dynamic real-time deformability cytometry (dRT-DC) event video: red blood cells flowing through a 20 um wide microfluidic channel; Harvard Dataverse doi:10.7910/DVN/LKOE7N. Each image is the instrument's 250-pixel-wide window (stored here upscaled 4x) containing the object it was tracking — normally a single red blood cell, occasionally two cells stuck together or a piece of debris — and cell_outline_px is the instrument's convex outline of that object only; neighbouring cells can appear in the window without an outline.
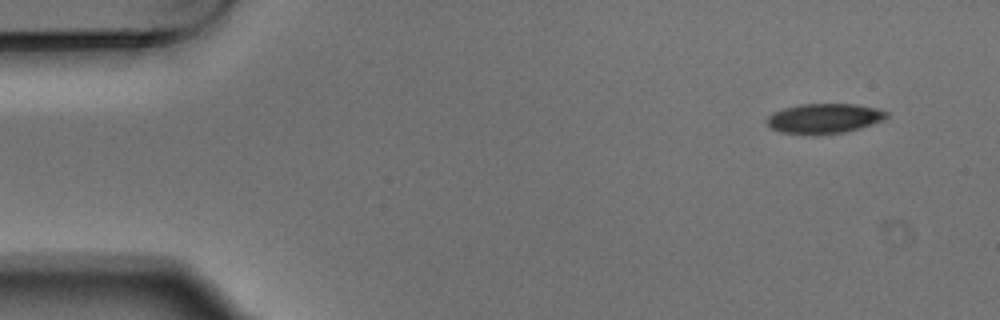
{"species": "Egyptian fruit bat (a non-hibernating species)", "species_latin": "Rousettus aegyptiacus", "temperature_condition": "warm", "stored_images_in_passage": 5, "segment_of_instrument_passage": [1, 2], "camera_frame_rate_fps": 3000, "um_per_image_px": 0.085, "animal": {"sex": "male"}, "frame": {"image": 1, "passage_image": 1, "time_ms": 0.0, "image_size_px": [1000, 320], "cell_outline_px": [[888, 116], [884, 120], [860, 128], [844, 132], [816, 136], [812, 136], [780, 132], [772, 128], [768, 124], [768, 116], [784, 108], [800, 104], [856, 104], [876, 108], [888, 112]], "centroid_in_image_um": [70.08, 10.09], "position_along_channel_um": 14.9, "area_um2": 20.98}}
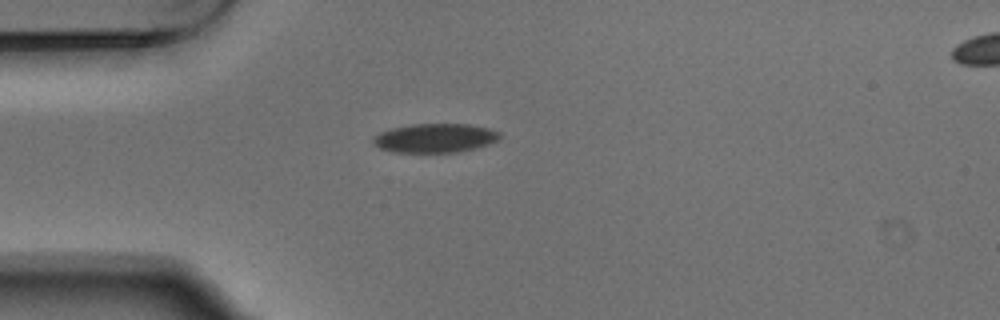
{"frame": {"image": 2, "passage_image": 4, "time_ms": 1.0, "image_size_px": [1000, 320], "cell_outline_px": [[500, 136], [496, 140], [488, 144], [476, 148], [456, 152], [392, 152], [380, 148], [372, 144], [372, 136], [380, 132], [392, 128], [412, 124], [468, 124], [488, 128], [500, 132]], "centroid_in_image_um": [36.93, 11.73], "position_along_channel_um": 48.1, "area_um2": 21.39}}